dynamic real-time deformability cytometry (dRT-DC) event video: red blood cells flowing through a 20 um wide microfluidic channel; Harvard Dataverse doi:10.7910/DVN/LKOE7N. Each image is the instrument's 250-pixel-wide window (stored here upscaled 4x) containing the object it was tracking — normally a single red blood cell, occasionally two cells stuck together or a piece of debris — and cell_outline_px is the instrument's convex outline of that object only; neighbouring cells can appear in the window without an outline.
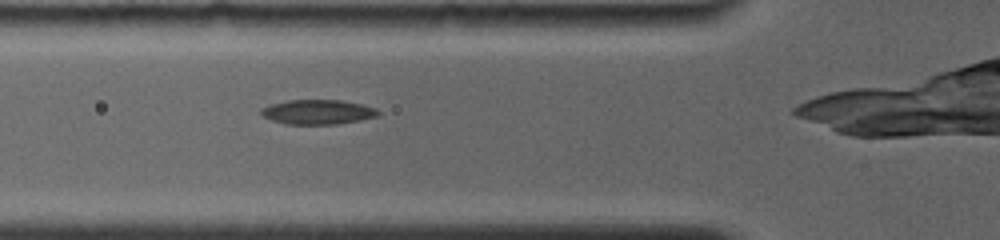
{"species": "common noctule bat (a hibernating species)", "species_latin": "Nyctalus noctula", "temperature_condition": "room temperature", "stored_images_in_passage": 3, "camera_frame_rate_fps": 4000, "um_per_image_px": 0.085, "animal": {"sex": "female", "body_mass_g": 19.0, "forearm_length_mm": 56.7}, "frame": {"image": 1, "passage_image": 3, "time_ms": 1.25, "image_size_px": [1000, 240], "cell_outline_px": [[380, 116], [360, 120], [336, 124], [284, 124], [272, 120], [264, 116], [260, 112], [260, 108], [272, 104], [288, 100], [340, 100], [360, 104], [376, 108], [380, 112]], "centroid_in_image_um": [27.02, 9.52], "position_along_channel_um": 98.8, "area_um2": 16.76}}